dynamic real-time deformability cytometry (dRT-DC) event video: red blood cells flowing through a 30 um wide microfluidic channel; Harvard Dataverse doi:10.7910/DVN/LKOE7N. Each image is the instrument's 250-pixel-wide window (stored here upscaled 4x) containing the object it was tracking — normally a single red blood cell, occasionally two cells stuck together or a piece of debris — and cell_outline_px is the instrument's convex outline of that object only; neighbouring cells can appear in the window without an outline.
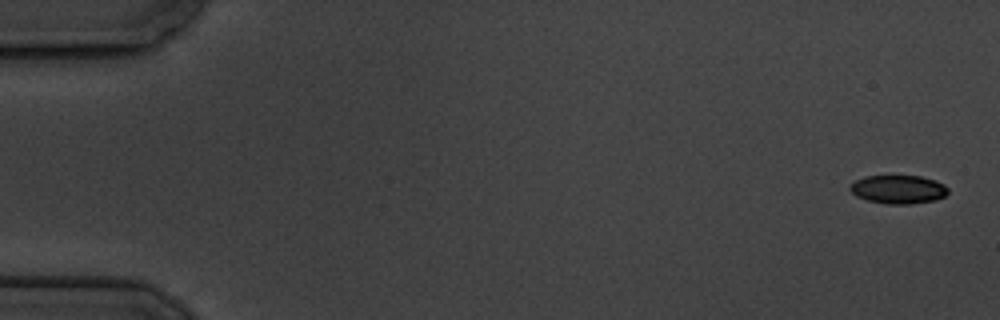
{"species": "common noctule bat (a hibernating species)", "species_latin": "Nyctalus noctula", "temperature_condition": "cold", "stored_images_in_passage": 5, "camera_frame_rate_fps": 3000, "um_per_image_px": 0.085, "animal": {"sex": "male", "body_mass_g": 19.5, "forearm_length_mm": 54.6}, "frame": {"image": 1, "passage_image": 1, "time_ms": 0.0, "image_size_px": [1000, 320], "cell_outline_px": [[948, 192], [944, 196], [936, 200], [912, 204], [888, 204], [868, 200], [856, 196], [848, 188], [856, 180], [864, 176], [920, 176], [936, 180], [944, 184], [948, 188]], "centroid_in_image_um": [76.38, 16.1], "position_along_channel_um": 8.6, "area_um2": 16.3}}
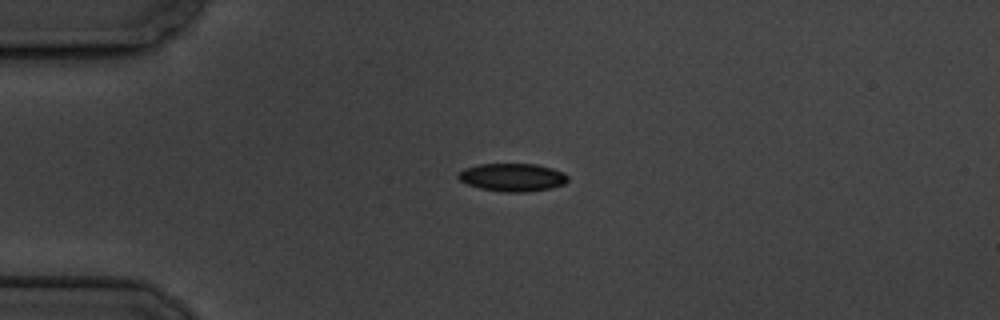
{"frame": {"image": 2, "passage_image": 4, "time_ms": 4.333, "image_size_px": [1000, 320], "cell_outline_px": [[568, 180], [564, 184], [552, 188], [528, 192], [504, 192], [480, 188], [468, 184], [460, 180], [456, 176], [464, 168], [480, 164], [536, 164], [552, 168], [564, 172], [568, 176]], "centroid_in_image_um": [43.58, 15.07], "position_along_channel_um": 41.4, "area_um2": 17.92}}